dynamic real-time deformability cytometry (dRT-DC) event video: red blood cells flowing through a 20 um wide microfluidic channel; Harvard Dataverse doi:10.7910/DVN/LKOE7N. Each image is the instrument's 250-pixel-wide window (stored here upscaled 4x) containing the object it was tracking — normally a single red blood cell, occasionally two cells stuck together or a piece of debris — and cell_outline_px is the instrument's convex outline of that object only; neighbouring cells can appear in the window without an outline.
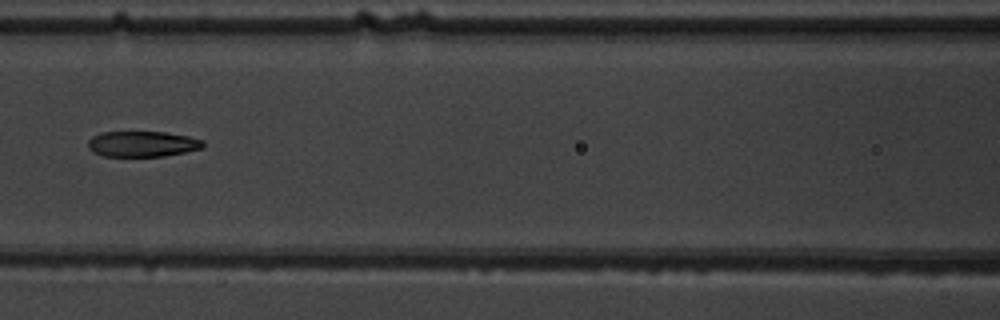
{"species": "common noctule bat (a hibernating species)", "species_latin": "Nyctalus noctula", "temperature_condition": "warm", "stored_images_in_passage": 5, "camera_frame_rate_fps": 3000, "um_per_image_px": 0.085, "animal": {"sex": "male", "body_mass_g": 19.5, "forearm_length_mm": 54.6}, "frame": {"image": 1, "passage_image": 3, "time_ms": 2.333, "image_size_px": [1000, 320], "cell_outline_px": [[204, 148], [164, 156], [104, 156], [92, 152], [88, 148], [88, 140], [92, 136], [100, 132], [164, 132], [188, 136], [204, 140]], "centroid_in_image_um": [12.09, 12.23], "position_along_channel_um": 154.5, "area_um2": 17.28}}
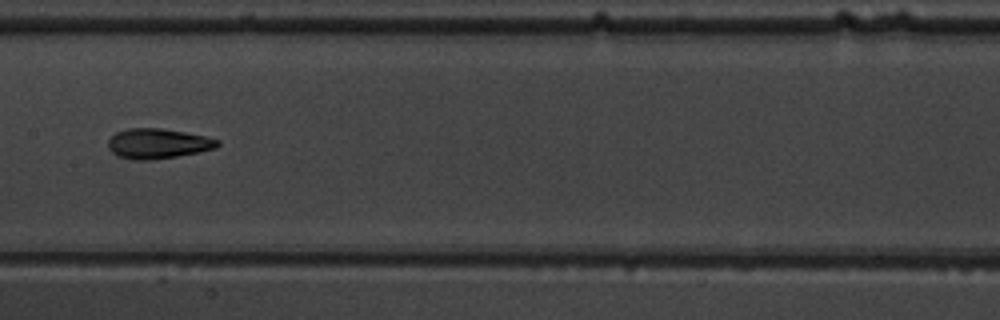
{"frame": {"image": 2, "passage_image": 4, "time_ms": 3.333, "image_size_px": [1000, 320], "cell_outline_px": [[220, 144], [216, 148], [176, 156], [152, 160], [132, 160], [116, 156], [108, 148], [108, 140], [116, 132], [128, 128], [160, 128], [184, 132], [204, 136], [220, 140]], "centroid_in_image_um": [13.38, 12.21], "position_along_channel_um": 194.0, "area_um2": 19.13}}
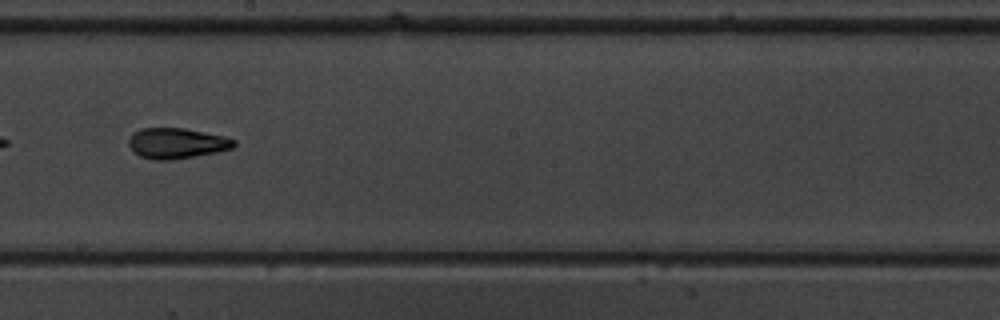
{"frame": {"image": 3, "passage_image": 5, "time_ms": 4.333, "image_size_px": [1000, 320], "cell_outline_px": [[236, 144], [232, 148], [216, 152], [168, 160], [152, 160], [140, 156], [132, 152], [128, 144], [128, 140], [132, 132], [140, 128], [184, 128], [224, 136], [236, 140]], "centroid_in_image_um": [14.96, 12.17], "position_along_channel_um": 233.2, "area_um2": 18.79}}